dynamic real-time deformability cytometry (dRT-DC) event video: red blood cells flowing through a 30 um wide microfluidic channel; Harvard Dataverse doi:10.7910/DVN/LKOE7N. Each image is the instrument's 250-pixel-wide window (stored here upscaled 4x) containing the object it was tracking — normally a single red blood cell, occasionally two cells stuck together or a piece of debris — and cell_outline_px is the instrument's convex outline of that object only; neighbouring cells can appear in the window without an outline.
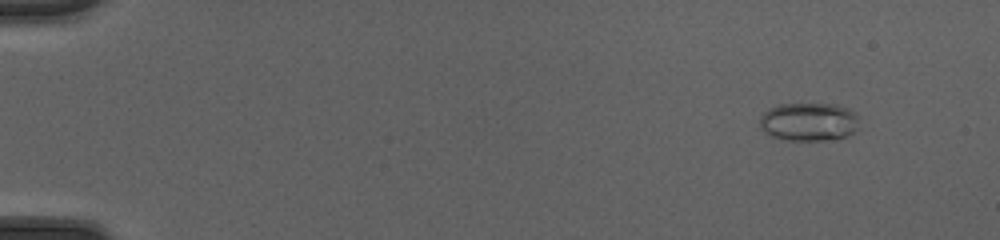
{"species": "common noctule bat (a hibernating species)", "species_latin": "Nyctalus noctula", "temperature_condition": "cold", "stored_images_in_passage": 51, "camera_frame_rate_fps": 3000, "um_per_image_px": 0.085, "animal": {"sex": "female", "body_mass_g": 20.0, "forearm_length_mm": 54.0}, "frame": {"image": 1, "passage_image": 6, "time_ms": 1.667, "image_size_px": [1000, 240], "cell_outline_px": [[856, 128], [848, 136], [828, 140], [784, 140], [772, 136], [764, 132], [760, 128], [760, 116], [768, 108], [780, 104], [836, 104], [848, 108], [856, 116]], "centroid_in_image_um": [68.69, 10.35], "position_along_channel_um": 16.3, "area_um2": 22.14}}
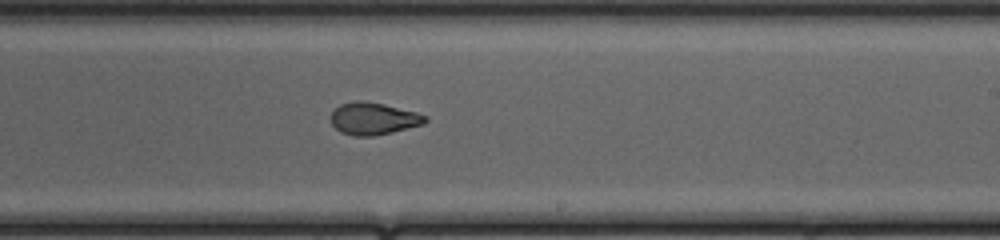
{"frame": {"image": 2, "passage_image": 33, "time_ms": 10.667, "image_size_px": [1000, 240], "cell_outline_px": [[428, 120], [424, 124], [392, 132], [372, 136], [352, 136], [340, 132], [332, 124], [328, 116], [340, 104], [356, 100], [360, 100], [384, 104], [416, 112], [428, 116]], "centroid_in_image_um": [31.72, 10.08], "position_along_channel_um": 257.3, "area_um2": 17.86}}
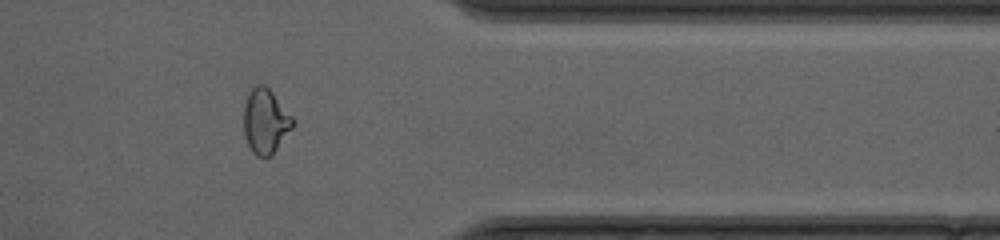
{"frame": {"image": 3, "passage_image": 43, "time_ms": 14.0, "image_size_px": [1000, 240], "cell_outline_px": [[296, 120], [292, 128], [272, 156], [256, 156], [252, 152], [244, 136], [244, 104], [248, 92], [256, 84], [264, 84], [272, 92]], "centroid_in_image_um": [22.56, 10.3], "position_along_channel_um": 388.8, "area_um2": 18.67}, "authors_computed_cell_mechanics": {"area_um2": 18.9584, "velocity_mm_per_s": 4.2471, "shape_relaxation_time_tau1_ms": null, "shape_relaxation_time_tau2_ms": 1.2445, "deformation_change_tau1": null, "deformation_change_tau2": 0.0703}}